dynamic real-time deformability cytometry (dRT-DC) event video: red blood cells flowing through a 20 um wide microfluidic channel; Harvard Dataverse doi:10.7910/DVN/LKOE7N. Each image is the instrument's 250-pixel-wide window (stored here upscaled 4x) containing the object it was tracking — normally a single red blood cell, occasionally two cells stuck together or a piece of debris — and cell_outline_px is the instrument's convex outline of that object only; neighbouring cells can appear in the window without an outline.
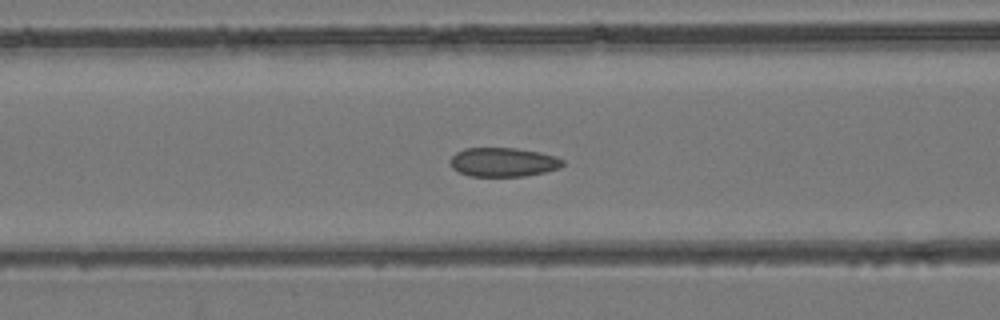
{"species": "common noctule bat (a hibernating species)", "species_latin": "Nyctalus noctula", "temperature_condition": "room temperature", "stored_images_in_passage": 39, "camera_frame_rate_fps": 3000, "um_per_image_px": 0.085, "animal": {"sex": "female", "body_mass_g": 24.6, "forearm_length_mm": 56.2}, "frame": {"image": 1, "passage_image": 11, "time_ms": 3.333, "image_size_px": [1000, 320], "cell_outline_px": [[564, 164], [560, 168], [544, 172], [524, 176], [468, 176], [452, 168], [452, 156], [456, 152], [464, 148], [516, 148], [540, 152], [556, 156], [564, 160]], "centroid_in_image_um": [42.81, 13.78], "position_along_channel_um": 123.8, "area_um2": 19.02}}
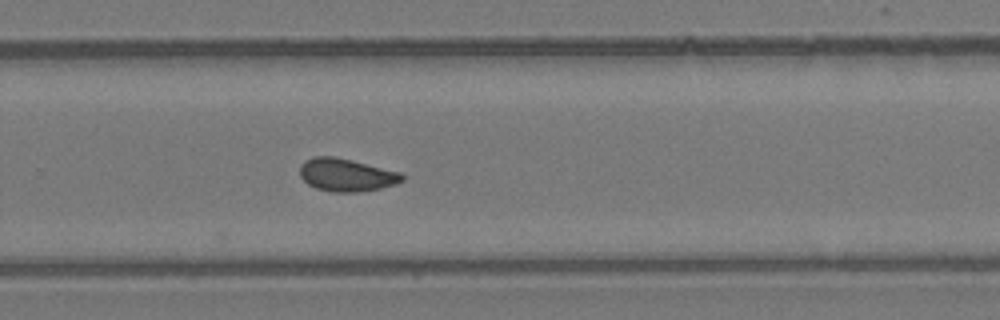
{"frame": {"image": 2, "passage_image": 23, "time_ms": 7.333, "image_size_px": [1000, 320], "cell_outline_px": [[404, 180], [396, 184], [380, 188], [360, 192], [332, 192], [316, 188], [308, 184], [300, 176], [300, 164], [304, 160], [312, 156], [336, 156], [400, 172], [404, 176]], "centroid_in_image_um": [29.42, 14.86], "position_along_channel_um": 300.4, "area_um2": 19.71}}
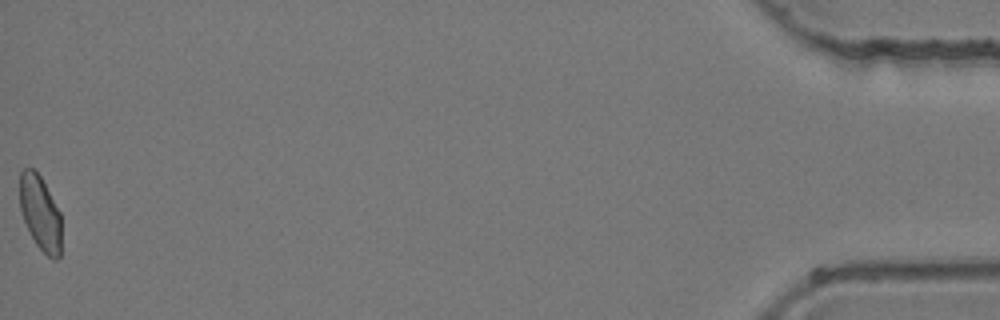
{"frame": {"image": 3, "passage_image": 39, "time_ms": 12.667, "image_size_px": [1000, 320], "cell_outline_px": [[60, 256], [56, 260], [52, 260], [36, 244], [24, 220], [20, 208], [20, 172], [24, 168], [32, 168], [40, 176], [60, 212]], "centroid_in_image_um": [3.42, 18.11], "position_along_channel_um": 431.8, "area_um2": 17.8}}